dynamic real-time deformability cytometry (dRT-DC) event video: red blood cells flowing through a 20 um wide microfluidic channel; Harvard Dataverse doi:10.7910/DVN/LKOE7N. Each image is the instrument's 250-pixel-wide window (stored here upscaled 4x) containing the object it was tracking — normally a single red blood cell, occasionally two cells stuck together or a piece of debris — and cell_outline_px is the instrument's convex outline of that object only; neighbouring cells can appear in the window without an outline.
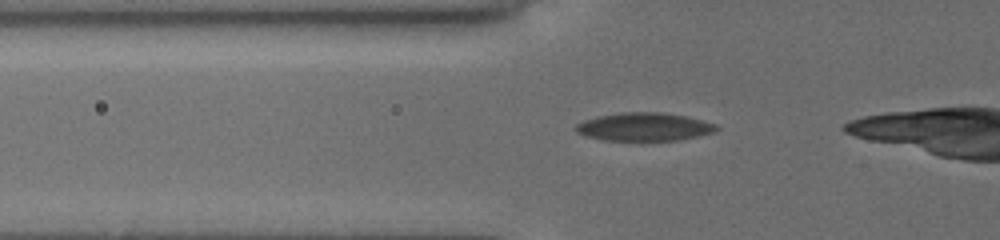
{"species": "common noctule bat (a hibernating species)", "species_latin": "Nyctalus noctula", "temperature_condition": "cold", "stored_images_in_passage": 10, "camera_frame_rate_fps": 3000, "um_per_image_px": 0.085, "animal": {"sex": "female", "body_mass_g": 19.5, "forearm_length_mm": 54.1}, "frame": {"image": 1, "passage_image": 3, "time_ms": 0.333, "image_size_px": [1000, 240], "cell_outline_px": [[720, 128], [712, 132], [696, 136], [676, 140], [640, 144], [604, 140], [584, 136], [576, 132], [576, 124], [584, 120], [596, 116], [624, 112], [664, 112], [684, 116], [716, 124]], "centroid_in_image_um": [54.69, 10.83], "position_along_channel_um": 71.1, "area_um2": 23.93}}
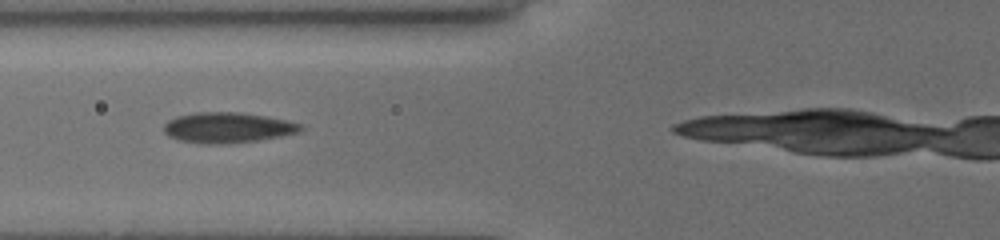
{"frame": {"image": 2, "passage_image": 9, "time_ms": 1.333, "image_size_px": [1000, 240], "cell_outline_px": [[304, 128], [300, 132], [280, 136], [256, 140], [220, 144], [208, 144], [180, 140], [168, 136], [164, 132], [164, 124], [168, 120], [176, 116], [196, 112], [236, 112], [264, 116], [288, 120], [304, 124]], "centroid_in_image_um": [19.36, 10.84], "position_along_channel_um": 106.4, "area_um2": 24.22}}